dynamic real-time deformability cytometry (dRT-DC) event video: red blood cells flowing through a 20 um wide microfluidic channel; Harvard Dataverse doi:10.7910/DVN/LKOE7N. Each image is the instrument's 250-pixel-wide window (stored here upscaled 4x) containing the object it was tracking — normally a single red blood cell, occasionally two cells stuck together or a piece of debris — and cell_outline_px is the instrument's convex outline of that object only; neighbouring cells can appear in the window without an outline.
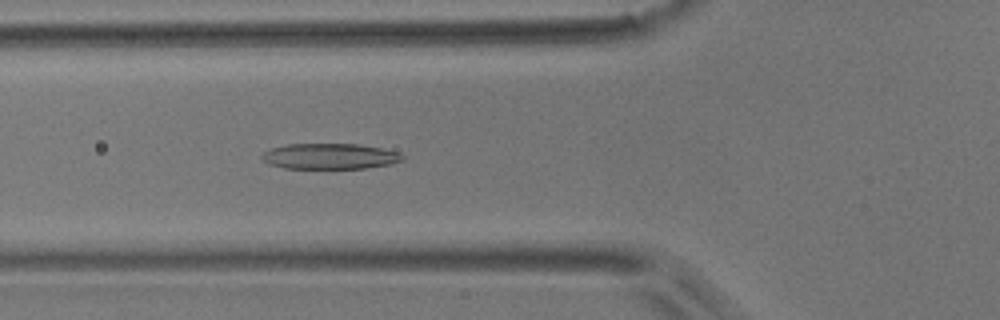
{"species": "common noctule bat (a hibernating species)", "species_latin": "Nyctalus noctula", "temperature_condition": "room temperature", "stored_images_in_passage": 54, "camera_frame_rate_fps": 3000, "um_per_image_px": 0.085, "animal": {"sex": "male", "body_mass_g": 17.9}, "frame": {"image": 1, "passage_image": 19, "time_ms": 6.0, "image_size_px": [1000, 320], "cell_outline_px": [[404, 160], [392, 164], [364, 168], [284, 168], [268, 164], [260, 156], [264, 152], [272, 148], [288, 144], [360, 144], [400, 152], [404, 156]], "centroid_in_image_um": [28.07, 13.28], "position_along_channel_um": 97.7, "area_um2": 21.04}}
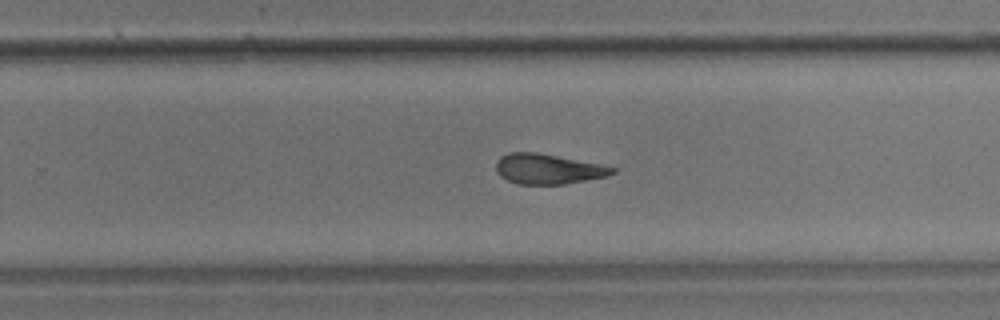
{"frame": {"image": 2, "passage_image": 34, "time_ms": 11.0, "image_size_px": [1000, 320], "cell_outline_px": [[616, 172], [604, 176], [564, 184], [516, 184], [500, 176], [496, 172], [496, 160], [500, 156], [508, 152], [536, 152], [616, 168]], "centroid_in_image_um": [46.48, 14.36], "position_along_channel_um": 283.3, "area_um2": 20.06}}
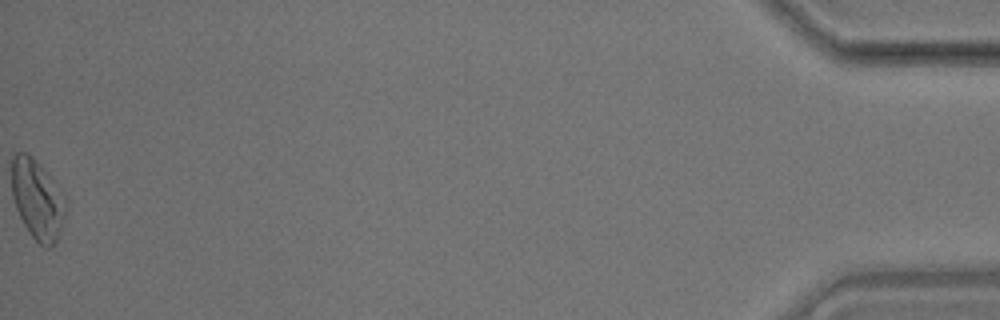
{"frame": {"image": 3, "passage_image": 54, "time_ms": 17.667, "image_size_px": [1000, 320], "cell_outline_px": [[68, 200], [64, 216], [56, 240], [48, 248], [44, 248], [32, 236], [24, 224], [16, 208], [12, 196], [12, 156], [16, 152], [24, 152], [32, 156], [40, 164], [68, 196]], "centroid_in_image_um": [3.2, 16.91], "position_along_channel_um": 432.0, "area_um2": 25.26}, "authors_computed_cell_mechanics": {"area_um2": 21.7617, "velocity_mm_per_s": 3.7114, "shape_relaxation_time_tau1_ms": 5.5346, "shape_relaxation_time_tau2_ms": 4.1566, "deformation_change_tau1": 0.1743, "deformation_change_tau2": 0.1493}}